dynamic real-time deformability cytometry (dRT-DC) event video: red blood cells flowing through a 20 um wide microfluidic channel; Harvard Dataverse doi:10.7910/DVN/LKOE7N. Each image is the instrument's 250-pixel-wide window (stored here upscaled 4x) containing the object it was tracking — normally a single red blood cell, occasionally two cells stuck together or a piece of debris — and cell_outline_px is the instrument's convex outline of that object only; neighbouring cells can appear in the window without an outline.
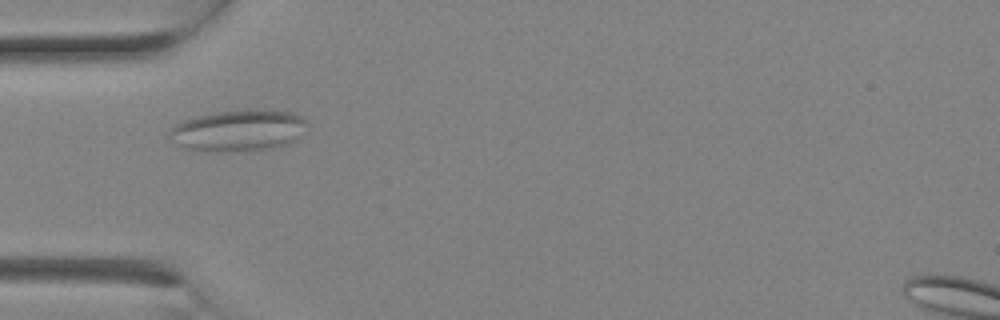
{"species": "Egyptian fruit bat (a non-hibernating species)", "species_latin": "Rousettus aegyptiacus", "temperature_condition": "room temperature", "stored_images_in_passage": 2, "camera_frame_rate_fps": 3000, "um_per_image_px": 0.085, "animal": {"sex": "female"}, "frame": {"image": 1, "passage_image": 2, "time_ms": 0.333, "image_size_px": [1000, 320], "cell_outline_px": [[308, 132], [292, 144], [260, 152], [204, 152], [184, 148], [168, 136], [168, 132], [176, 124], [184, 120], [200, 116], [220, 112], [292, 112], [300, 116], [304, 120]], "centroid_in_image_um": [20.32, 11.19], "position_along_channel_um": 64.7, "area_um2": 33.29}}